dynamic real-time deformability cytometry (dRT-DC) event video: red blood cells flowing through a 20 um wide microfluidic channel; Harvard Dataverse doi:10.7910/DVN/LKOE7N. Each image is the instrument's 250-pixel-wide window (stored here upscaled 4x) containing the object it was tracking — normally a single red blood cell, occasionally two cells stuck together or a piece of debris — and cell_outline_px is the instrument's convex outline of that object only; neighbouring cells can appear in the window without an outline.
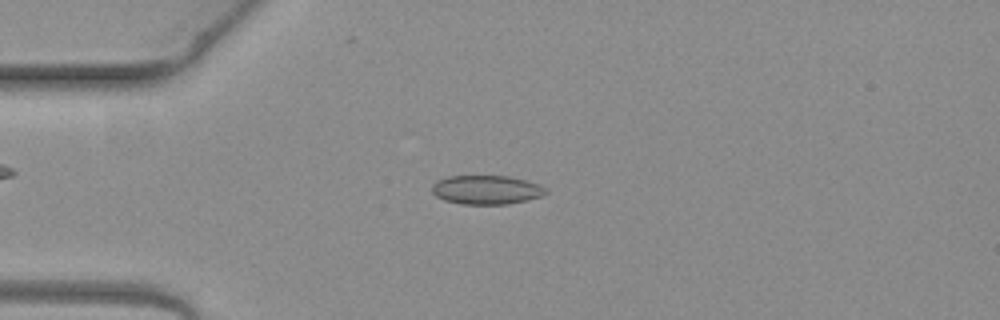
{"species": "common noctule bat (a hibernating species)", "species_latin": "Nyctalus noctula", "temperature_condition": "warm", "stored_images_in_passage": 2, "camera_frame_rate_fps": 3000, "um_per_image_px": 0.085, "animal": {"sex": "female", "body_mass_g": 19.3, "forearm_length_mm": 54.1}, "frame": {"image": 1, "passage_image": 2, "time_ms": 0.333, "image_size_px": [1000, 320], "cell_outline_px": [[548, 192], [540, 196], [528, 200], [508, 204], [460, 204], [444, 200], [436, 196], [432, 192], [432, 184], [436, 180], [448, 176], [508, 176], [540, 184], [548, 188]], "centroid_in_image_um": [41.34, 16.13], "position_along_channel_um": 43.7, "area_um2": 19.36}}